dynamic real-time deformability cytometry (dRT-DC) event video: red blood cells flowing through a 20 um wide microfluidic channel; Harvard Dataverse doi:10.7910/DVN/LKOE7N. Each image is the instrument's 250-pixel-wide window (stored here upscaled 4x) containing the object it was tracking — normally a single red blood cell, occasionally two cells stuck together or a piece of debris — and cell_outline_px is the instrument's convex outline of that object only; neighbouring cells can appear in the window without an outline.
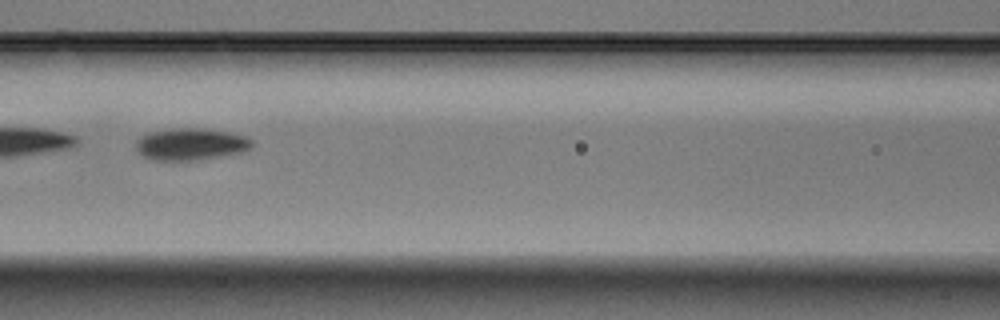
{"species": "Egyptian fruit bat (a non-hibernating species)", "species_latin": "Rousettus aegyptiacus", "temperature_condition": "warm", "stored_images_in_passage": 8, "camera_frame_rate_fps": 3000, "um_per_image_px": 0.085, "animal": {"sex": "male"}, "frame": {"image": 1, "passage_image": 4, "time_ms": 1.0, "image_size_px": [1000, 320], "cell_outline_px": [[252, 144], [248, 148], [240, 152], [196, 160], [152, 160], [144, 156], [136, 148], [136, 140], [152, 132], [172, 128], [204, 128], [228, 132], [248, 136], [252, 140]], "centroid_in_image_um": [16.22, 12.24], "position_along_channel_um": 150.4, "area_um2": 21.27}}
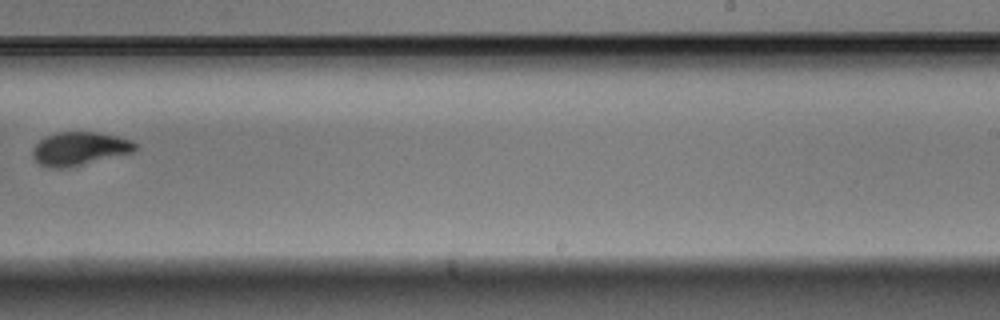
{"frame": {"image": 2, "passage_image": 7, "time_ms": 2.0, "image_size_px": [1000, 320], "cell_outline_px": [[140, 148], [136, 152], [80, 164], [60, 168], [52, 168], [40, 164], [32, 156], [32, 148], [40, 140], [56, 132], [96, 132], [116, 136], [132, 140]], "centroid_in_image_um": [6.8, 12.62], "position_along_channel_um": 282.2, "area_um2": 19.77}}
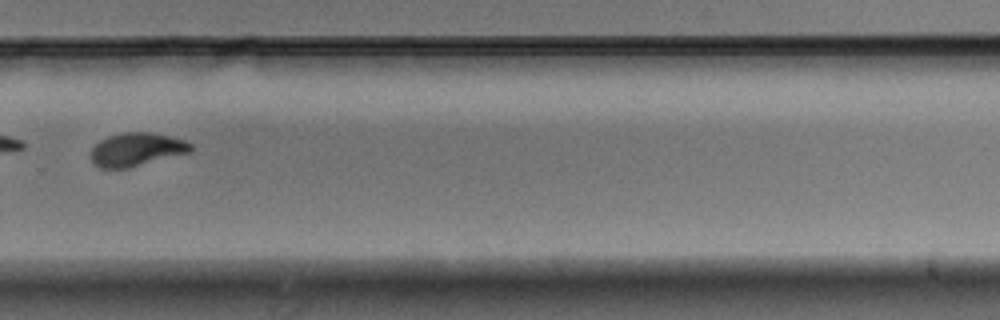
{"frame": {"image": 3, "passage_image": 8, "time_ms": 2.333, "image_size_px": [1000, 320], "cell_outline_px": [[192, 152], [128, 168], [100, 168], [92, 160], [92, 148], [100, 140], [108, 136], [124, 132], [152, 132], [184, 140], [192, 144]], "centroid_in_image_um": [11.64, 12.7], "position_along_channel_um": 318.2, "area_um2": 19.31}}